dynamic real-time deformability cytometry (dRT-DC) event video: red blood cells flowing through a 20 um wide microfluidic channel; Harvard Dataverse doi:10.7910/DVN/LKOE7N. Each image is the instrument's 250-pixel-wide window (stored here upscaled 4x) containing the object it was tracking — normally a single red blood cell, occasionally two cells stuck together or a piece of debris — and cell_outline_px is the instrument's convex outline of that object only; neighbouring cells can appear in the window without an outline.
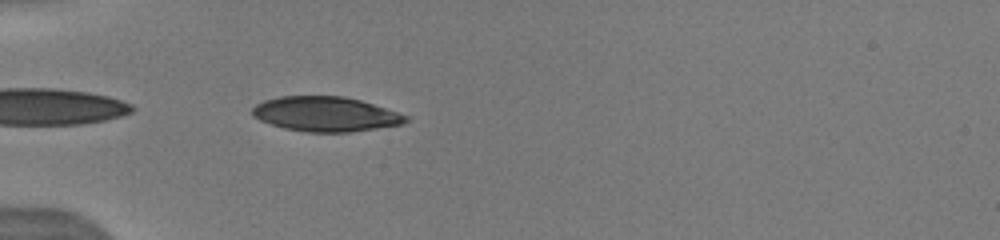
{"species": "human", "species_latin": "Homo sapiens", "temperature_condition": "warm", "stored_images_in_passage": 5, "camera_frame_rate_fps": 3000, "um_per_image_px": 0.085, "donor": {"sex": "male"}, "frame": {"image": 1, "passage_image": 5, "time_ms": 3.667, "image_size_px": [1000, 240], "cell_outline_px": [[408, 120], [404, 124], [348, 132], [308, 132], [284, 128], [260, 120], [252, 116], [252, 108], [256, 104], [264, 100], [280, 96], [344, 96], [360, 100], [408, 116]], "centroid_in_image_um": [27.64, 9.69], "position_along_channel_um": 57.4, "area_um2": 30.87}}